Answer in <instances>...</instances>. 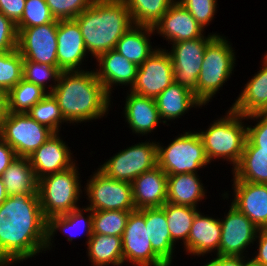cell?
Wrapping results in <instances>:
<instances>
[{"instance_id":"7dc6e473","label":"cell","mask_w":267,"mask_h":266,"mask_svg":"<svg viewBox=\"0 0 267 266\" xmlns=\"http://www.w3.org/2000/svg\"><path fill=\"white\" fill-rule=\"evenodd\" d=\"M16 157L14 149L0 137V176Z\"/></svg>"},{"instance_id":"681fc988","label":"cell","mask_w":267,"mask_h":266,"mask_svg":"<svg viewBox=\"0 0 267 266\" xmlns=\"http://www.w3.org/2000/svg\"><path fill=\"white\" fill-rule=\"evenodd\" d=\"M9 114L8 92L0 88V128Z\"/></svg>"},{"instance_id":"2e32d148","label":"cell","mask_w":267,"mask_h":266,"mask_svg":"<svg viewBox=\"0 0 267 266\" xmlns=\"http://www.w3.org/2000/svg\"><path fill=\"white\" fill-rule=\"evenodd\" d=\"M231 184L233 191L222 192L221 200L230 199L231 204L244 213L258 229L267 228V184L246 181H233Z\"/></svg>"},{"instance_id":"8d00e7d4","label":"cell","mask_w":267,"mask_h":266,"mask_svg":"<svg viewBox=\"0 0 267 266\" xmlns=\"http://www.w3.org/2000/svg\"><path fill=\"white\" fill-rule=\"evenodd\" d=\"M131 211H93V233L109 236H123Z\"/></svg>"},{"instance_id":"e575fe53","label":"cell","mask_w":267,"mask_h":266,"mask_svg":"<svg viewBox=\"0 0 267 266\" xmlns=\"http://www.w3.org/2000/svg\"><path fill=\"white\" fill-rule=\"evenodd\" d=\"M48 93L24 78L8 92L9 112L27 113Z\"/></svg>"},{"instance_id":"3957f363","label":"cell","mask_w":267,"mask_h":266,"mask_svg":"<svg viewBox=\"0 0 267 266\" xmlns=\"http://www.w3.org/2000/svg\"><path fill=\"white\" fill-rule=\"evenodd\" d=\"M74 20L81 29L86 50L94 59L114 49L118 40L134 25L124 0H94Z\"/></svg>"},{"instance_id":"e0dca14e","label":"cell","mask_w":267,"mask_h":266,"mask_svg":"<svg viewBox=\"0 0 267 266\" xmlns=\"http://www.w3.org/2000/svg\"><path fill=\"white\" fill-rule=\"evenodd\" d=\"M57 43V67L61 71L87 70V66L84 67L87 64L84 62H87L86 58L90 55L86 50L81 29L74 19L58 20Z\"/></svg>"},{"instance_id":"d6986e66","label":"cell","mask_w":267,"mask_h":266,"mask_svg":"<svg viewBox=\"0 0 267 266\" xmlns=\"http://www.w3.org/2000/svg\"><path fill=\"white\" fill-rule=\"evenodd\" d=\"M94 63L97 78L103 84L105 91L111 96L116 86L129 90L134 85L138 67L135 63L128 61L123 55L112 49L100 54ZM124 86V87H123Z\"/></svg>"},{"instance_id":"d6a6232c","label":"cell","mask_w":267,"mask_h":266,"mask_svg":"<svg viewBox=\"0 0 267 266\" xmlns=\"http://www.w3.org/2000/svg\"><path fill=\"white\" fill-rule=\"evenodd\" d=\"M165 211L172 241L183 246L186 254V241L196 214L201 210L190 206L174 205L166 202L162 207ZM182 241V242H181Z\"/></svg>"},{"instance_id":"1f68e13d","label":"cell","mask_w":267,"mask_h":266,"mask_svg":"<svg viewBox=\"0 0 267 266\" xmlns=\"http://www.w3.org/2000/svg\"><path fill=\"white\" fill-rule=\"evenodd\" d=\"M232 181L267 184V149L245 146L238 165L231 171Z\"/></svg>"},{"instance_id":"cb8c5ba5","label":"cell","mask_w":267,"mask_h":266,"mask_svg":"<svg viewBox=\"0 0 267 266\" xmlns=\"http://www.w3.org/2000/svg\"><path fill=\"white\" fill-rule=\"evenodd\" d=\"M131 184L136 209L159 208L167 202V174L160 167L142 173Z\"/></svg>"},{"instance_id":"b9f144b4","label":"cell","mask_w":267,"mask_h":266,"mask_svg":"<svg viewBox=\"0 0 267 266\" xmlns=\"http://www.w3.org/2000/svg\"><path fill=\"white\" fill-rule=\"evenodd\" d=\"M55 20H72L92 5L94 0H45Z\"/></svg>"},{"instance_id":"30bf717a","label":"cell","mask_w":267,"mask_h":266,"mask_svg":"<svg viewBox=\"0 0 267 266\" xmlns=\"http://www.w3.org/2000/svg\"><path fill=\"white\" fill-rule=\"evenodd\" d=\"M220 33L213 32L192 40L169 44L168 50L173 63L174 83L179 84L195 94L198 99V77L200 75L207 43ZM170 50V51H169Z\"/></svg>"},{"instance_id":"6da1fadb","label":"cell","mask_w":267,"mask_h":266,"mask_svg":"<svg viewBox=\"0 0 267 266\" xmlns=\"http://www.w3.org/2000/svg\"><path fill=\"white\" fill-rule=\"evenodd\" d=\"M47 220L38 194L11 195L0 205V264H23L45 253Z\"/></svg>"},{"instance_id":"484cf974","label":"cell","mask_w":267,"mask_h":266,"mask_svg":"<svg viewBox=\"0 0 267 266\" xmlns=\"http://www.w3.org/2000/svg\"><path fill=\"white\" fill-rule=\"evenodd\" d=\"M200 177L198 173L167 175V202L201 209L199 203L209 195Z\"/></svg>"},{"instance_id":"74e56055","label":"cell","mask_w":267,"mask_h":266,"mask_svg":"<svg viewBox=\"0 0 267 266\" xmlns=\"http://www.w3.org/2000/svg\"><path fill=\"white\" fill-rule=\"evenodd\" d=\"M24 59L17 49L0 52V88L9 92L23 79Z\"/></svg>"},{"instance_id":"f907efd6","label":"cell","mask_w":267,"mask_h":266,"mask_svg":"<svg viewBox=\"0 0 267 266\" xmlns=\"http://www.w3.org/2000/svg\"><path fill=\"white\" fill-rule=\"evenodd\" d=\"M243 257V266H264L262 263L256 261L252 256Z\"/></svg>"},{"instance_id":"7402d4cb","label":"cell","mask_w":267,"mask_h":266,"mask_svg":"<svg viewBox=\"0 0 267 266\" xmlns=\"http://www.w3.org/2000/svg\"><path fill=\"white\" fill-rule=\"evenodd\" d=\"M221 232L219 217L215 214L211 216L199 211L193 220L186 241V255L194 256L193 258L202 256V259L206 254V257L209 254L210 256L218 255Z\"/></svg>"},{"instance_id":"d590c367","label":"cell","mask_w":267,"mask_h":266,"mask_svg":"<svg viewBox=\"0 0 267 266\" xmlns=\"http://www.w3.org/2000/svg\"><path fill=\"white\" fill-rule=\"evenodd\" d=\"M27 114L38 123L45 125L54 133H60L62 125L68 123L62 116L60 107L51 93H48L42 100L37 102Z\"/></svg>"},{"instance_id":"7c38bea8","label":"cell","mask_w":267,"mask_h":266,"mask_svg":"<svg viewBox=\"0 0 267 266\" xmlns=\"http://www.w3.org/2000/svg\"><path fill=\"white\" fill-rule=\"evenodd\" d=\"M124 265L168 266L154 251L149 240L145 209L130 212L122 236Z\"/></svg>"},{"instance_id":"8992f818","label":"cell","mask_w":267,"mask_h":266,"mask_svg":"<svg viewBox=\"0 0 267 266\" xmlns=\"http://www.w3.org/2000/svg\"><path fill=\"white\" fill-rule=\"evenodd\" d=\"M77 162L70 168L38 180V196L46 220L80 208L84 190Z\"/></svg>"},{"instance_id":"277c9868","label":"cell","mask_w":267,"mask_h":266,"mask_svg":"<svg viewBox=\"0 0 267 266\" xmlns=\"http://www.w3.org/2000/svg\"><path fill=\"white\" fill-rule=\"evenodd\" d=\"M224 114L212 121L206 130L196 131L203 141L209 163L217 160H222L223 163L227 161L233 170L241 159L247 140V120L246 116L231 107Z\"/></svg>"},{"instance_id":"5b68a950","label":"cell","mask_w":267,"mask_h":266,"mask_svg":"<svg viewBox=\"0 0 267 266\" xmlns=\"http://www.w3.org/2000/svg\"><path fill=\"white\" fill-rule=\"evenodd\" d=\"M215 35L205 49L203 63L198 77V100L207 106L216 94L223 90L236 70V54L228 36ZM234 71V72H233Z\"/></svg>"},{"instance_id":"60d3db41","label":"cell","mask_w":267,"mask_h":266,"mask_svg":"<svg viewBox=\"0 0 267 266\" xmlns=\"http://www.w3.org/2000/svg\"><path fill=\"white\" fill-rule=\"evenodd\" d=\"M195 18L204 29L213 22L219 8L218 0H176Z\"/></svg>"},{"instance_id":"816d5d0a","label":"cell","mask_w":267,"mask_h":266,"mask_svg":"<svg viewBox=\"0 0 267 266\" xmlns=\"http://www.w3.org/2000/svg\"><path fill=\"white\" fill-rule=\"evenodd\" d=\"M8 195L3 184L2 178L0 176V205L7 199Z\"/></svg>"},{"instance_id":"836d02e7","label":"cell","mask_w":267,"mask_h":266,"mask_svg":"<svg viewBox=\"0 0 267 266\" xmlns=\"http://www.w3.org/2000/svg\"><path fill=\"white\" fill-rule=\"evenodd\" d=\"M135 25L154 27L176 0H124Z\"/></svg>"},{"instance_id":"7bdbcfd3","label":"cell","mask_w":267,"mask_h":266,"mask_svg":"<svg viewBox=\"0 0 267 266\" xmlns=\"http://www.w3.org/2000/svg\"><path fill=\"white\" fill-rule=\"evenodd\" d=\"M247 122H256L254 126L247 123V140L245 146H257L267 149V112H258L246 116ZM250 120V121H249Z\"/></svg>"},{"instance_id":"5bb4252c","label":"cell","mask_w":267,"mask_h":266,"mask_svg":"<svg viewBox=\"0 0 267 266\" xmlns=\"http://www.w3.org/2000/svg\"><path fill=\"white\" fill-rule=\"evenodd\" d=\"M173 82L172 58L166 48L158 47L138 67L135 83L129 91L155 99Z\"/></svg>"},{"instance_id":"603a6c76","label":"cell","mask_w":267,"mask_h":266,"mask_svg":"<svg viewBox=\"0 0 267 266\" xmlns=\"http://www.w3.org/2000/svg\"><path fill=\"white\" fill-rule=\"evenodd\" d=\"M57 232L65 235L69 243H72L74 239L81 237V234H83L86 237L87 241L85 243L87 245L93 234V211L82 206L67 214L54 216L47 220L45 253L48 250L51 252L53 247L56 246L54 237L58 234Z\"/></svg>"},{"instance_id":"83f0119b","label":"cell","mask_w":267,"mask_h":266,"mask_svg":"<svg viewBox=\"0 0 267 266\" xmlns=\"http://www.w3.org/2000/svg\"><path fill=\"white\" fill-rule=\"evenodd\" d=\"M145 223L148 225L149 240L153 251L168 265L172 266L175 244L171 239L165 211L159 208H145Z\"/></svg>"},{"instance_id":"f35d334b","label":"cell","mask_w":267,"mask_h":266,"mask_svg":"<svg viewBox=\"0 0 267 266\" xmlns=\"http://www.w3.org/2000/svg\"><path fill=\"white\" fill-rule=\"evenodd\" d=\"M61 72L58 67H52L46 64L28 60H24L23 63V78L40 86L47 93H51L54 90Z\"/></svg>"},{"instance_id":"f5cc1de1","label":"cell","mask_w":267,"mask_h":266,"mask_svg":"<svg viewBox=\"0 0 267 266\" xmlns=\"http://www.w3.org/2000/svg\"><path fill=\"white\" fill-rule=\"evenodd\" d=\"M262 60H264L267 63V51L262 55Z\"/></svg>"},{"instance_id":"bcb514c9","label":"cell","mask_w":267,"mask_h":266,"mask_svg":"<svg viewBox=\"0 0 267 266\" xmlns=\"http://www.w3.org/2000/svg\"><path fill=\"white\" fill-rule=\"evenodd\" d=\"M255 243L257 251L254 252L252 257L267 266V228L258 229Z\"/></svg>"},{"instance_id":"9a60e30c","label":"cell","mask_w":267,"mask_h":266,"mask_svg":"<svg viewBox=\"0 0 267 266\" xmlns=\"http://www.w3.org/2000/svg\"><path fill=\"white\" fill-rule=\"evenodd\" d=\"M58 22L23 28L18 32L17 50L24 60L57 67Z\"/></svg>"},{"instance_id":"f6af8a7d","label":"cell","mask_w":267,"mask_h":266,"mask_svg":"<svg viewBox=\"0 0 267 266\" xmlns=\"http://www.w3.org/2000/svg\"><path fill=\"white\" fill-rule=\"evenodd\" d=\"M26 0H0V12L17 24L24 11Z\"/></svg>"},{"instance_id":"f1b7e54d","label":"cell","mask_w":267,"mask_h":266,"mask_svg":"<svg viewBox=\"0 0 267 266\" xmlns=\"http://www.w3.org/2000/svg\"><path fill=\"white\" fill-rule=\"evenodd\" d=\"M153 27L133 25L118 40L114 50L140 66L157 48L152 46Z\"/></svg>"},{"instance_id":"f546056e","label":"cell","mask_w":267,"mask_h":266,"mask_svg":"<svg viewBox=\"0 0 267 266\" xmlns=\"http://www.w3.org/2000/svg\"><path fill=\"white\" fill-rule=\"evenodd\" d=\"M1 178L8 196L38 194V179L28 157L17 156Z\"/></svg>"},{"instance_id":"ffe728a7","label":"cell","mask_w":267,"mask_h":266,"mask_svg":"<svg viewBox=\"0 0 267 266\" xmlns=\"http://www.w3.org/2000/svg\"><path fill=\"white\" fill-rule=\"evenodd\" d=\"M153 30L155 35L162 36L168 44L203 37L206 33L189 11L177 1L168 8Z\"/></svg>"},{"instance_id":"4316f807","label":"cell","mask_w":267,"mask_h":266,"mask_svg":"<svg viewBox=\"0 0 267 266\" xmlns=\"http://www.w3.org/2000/svg\"><path fill=\"white\" fill-rule=\"evenodd\" d=\"M260 66L262 67H259V71L241 87L243 89L230 106L243 116L267 109V63L261 60Z\"/></svg>"},{"instance_id":"ee69618b","label":"cell","mask_w":267,"mask_h":266,"mask_svg":"<svg viewBox=\"0 0 267 266\" xmlns=\"http://www.w3.org/2000/svg\"><path fill=\"white\" fill-rule=\"evenodd\" d=\"M18 31L16 24L0 12V52L17 49Z\"/></svg>"},{"instance_id":"44dd1931","label":"cell","mask_w":267,"mask_h":266,"mask_svg":"<svg viewBox=\"0 0 267 266\" xmlns=\"http://www.w3.org/2000/svg\"><path fill=\"white\" fill-rule=\"evenodd\" d=\"M124 102L123 111L127 127L132 131V134L139 136L153 135L154 130L163 122L160 119L159 112L154 98L144 97L132 93L127 90ZM153 132V133H152Z\"/></svg>"},{"instance_id":"4fadbf2b","label":"cell","mask_w":267,"mask_h":266,"mask_svg":"<svg viewBox=\"0 0 267 266\" xmlns=\"http://www.w3.org/2000/svg\"><path fill=\"white\" fill-rule=\"evenodd\" d=\"M228 207L224 217L220 216L222 232L218 255L250 256L248 249L255 244L258 228L231 203Z\"/></svg>"},{"instance_id":"7a4b0ae2","label":"cell","mask_w":267,"mask_h":266,"mask_svg":"<svg viewBox=\"0 0 267 266\" xmlns=\"http://www.w3.org/2000/svg\"><path fill=\"white\" fill-rule=\"evenodd\" d=\"M51 94L56 99L64 120L70 126L106 118L112 110L111 100H114L105 91L92 68L83 71H62Z\"/></svg>"},{"instance_id":"8fae6325","label":"cell","mask_w":267,"mask_h":266,"mask_svg":"<svg viewBox=\"0 0 267 266\" xmlns=\"http://www.w3.org/2000/svg\"><path fill=\"white\" fill-rule=\"evenodd\" d=\"M53 133L27 113L9 112L2 123L0 137L14 149L17 156L29 157Z\"/></svg>"},{"instance_id":"ba28073f","label":"cell","mask_w":267,"mask_h":266,"mask_svg":"<svg viewBox=\"0 0 267 266\" xmlns=\"http://www.w3.org/2000/svg\"><path fill=\"white\" fill-rule=\"evenodd\" d=\"M150 139L118 150L100 163L98 169L111 179L132 183L136 177L157 166V141Z\"/></svg>"},{"instance_id":"d4e9b609","label":"cell","mask_w":267,"mask_h":266,"mask_svg":"<svg viewBox=\"0 0 267 266\" xmlns=\"http://www.w3.org/2000/svg\"><path fill=\"white\" fill-rule=\"evenodd\" d=\"M155 102L164 126L181 119L191 108L202 109L204 106L193 92L174 82L155 98Z\"/></svg>"},{"instance_id":"52a82bcc","label":"cell","mask_w":267,"mask_h":266,"mask_svg":"<svg viewBox=\"0 0 267 266\" xmlns=\"http://www.w3.org/2000/svg\"><path fill=\"white\" fill-rule=\"evenodd\" d=\"M167 146L157 141V166L167 175L198 173L210 165L197 131L177 134Z\"/></svg>"},{"instance_id":"c3c4849f","label":"cell","mask_w":267,"mask_h":266,"mask_svg":"<svg viewBox=\"0 0 267 266\" xmlns=\"http://www.w3.org/2000/svg\"><path fill=\"white\" fill-rule=\"evenodd\" d=\"M215 256H212L211 260L207 258V263L204 262V265L200 266H243V256Z\"/></svg>"},{"instance_id":"9c48e42d","label":"cell","mask_w":267,"mask_h":266,"mask_svg":"<svg viewBox=\"0 0 267 266\" xmlns=\"http://www.w3.org/2000/svg\"><path fill=\"white\" fill-rule=\"evenodd\" d=\"M86 181L83 189V198L88 201L86 208L92 211L136 210L131 183L111 179L98 168Z\"/></svg>"},{"instance_id":"4dcf8cb0","label":"cell","mask_w":267,"mask_h":266,"mask_svg":"<svg viewBox=\"0 0 267 266\" xmlns=\"http://www.w3.org/2000/svg\"><path fill=\"white\" fill-rule=\"evenodd\" d=\"M86 246L90 266L124 265L122 237L93 233Z\"/></svg>"},{"instance_id":"ac0fdd59","label":"cell","mask_w":267,"mask_h":266,"mask_svg":"<svg viewBox=\"0 0 267 266\" xmlns=\"http://www.w3.org/2000/svg\"><path fill=\"white\" fill-rule=\"evenodd\" d=\"M62 133H53L48 140L28 158L37 179L72 167L77 161Z\"/></svg>"},{"instance_id":"db71d44e","label":"cell","mask_w":267,"mask_h":266,"mask_svg":"<svg viewBox=\"0 0 267 266\" xmlns=\"http://www.w3.org/2000/svg\"><path fill=\"white\" fill-rule=\"evenodd\" d=\"M0 266H13V265H4V264H0Z\"/></svg>"},{"instance_id":"ab89813d","label":"cell","mask_w":267,"mask_h":266,"mask_svg":"<svg viewBox=\"0 0 267 266\" xmlns=\"http://www.w3.org/2000/svg\"><path fill=\"white\" fill-rule=\"evenodd\" d=\"M58 22L53 17L45 0H26L21 20L16 24L17 31L23 28Z\"/></svg>"}]
</instances>
